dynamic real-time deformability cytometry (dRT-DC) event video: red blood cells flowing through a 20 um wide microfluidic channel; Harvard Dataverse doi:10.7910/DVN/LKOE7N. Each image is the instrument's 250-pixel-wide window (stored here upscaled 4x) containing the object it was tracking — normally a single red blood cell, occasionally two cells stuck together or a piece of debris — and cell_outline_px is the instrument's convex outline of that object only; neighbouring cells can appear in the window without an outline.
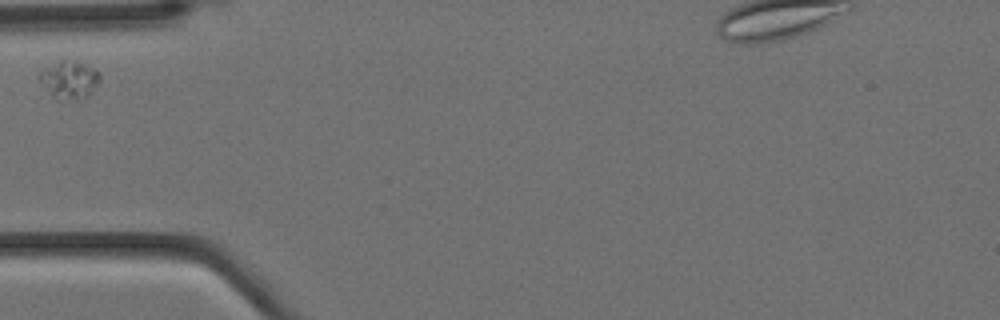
{"species": "Egyptian fruit bat (a non-hibernating species)", "species_latin": "Rousettus aegyptiacus", "temperature_condition": "cold", "stored_images_in_passage": 3, "camera_frame_rate_fps": 3000, "um_per_image_px": 0.085, "animal": {"sex": "female"}, "frame": {"image": 1, "passage_image": 1, "time_ms": 0.0, "image_size_px": [1000, 320], "cell_outline_px": [[100, 84], [88, 96], [76, 100], [56, 100], [52, 96], [36, 76], [40, 68], [64, 56], [76, 60], [96, 68], [100, 72]], "centroid_in_image_um": [5.87, 6.71], "position_along_channel_um": 79.1, "area_um2": 14.39}}
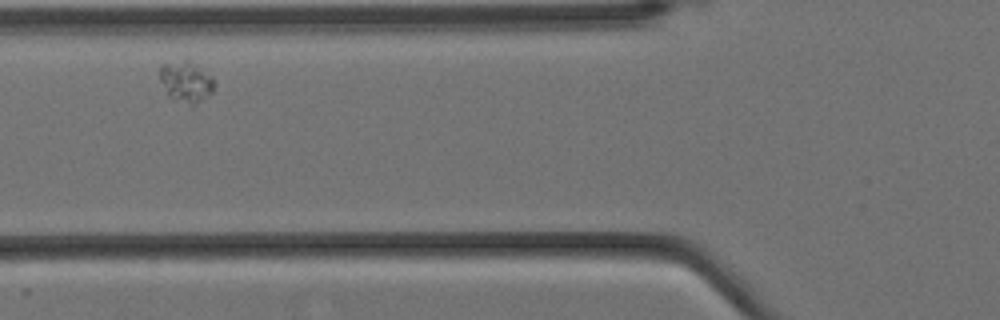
{"frame": {"image": 2, "passage_image": 2, "time_ms": 0.333, "image_size_px": [1000, 320], "cell_outline_px": [[212, 92], [204, 100], [192, 108], [172, 100], [168, 96], [160, 80], [160, 64], [184, 60], [188, 60], [212, 76]], "centroid_in_image_um": [15.78, 7.02], "position_along_channel_um": 110.0, "area_um2": 13.24}}
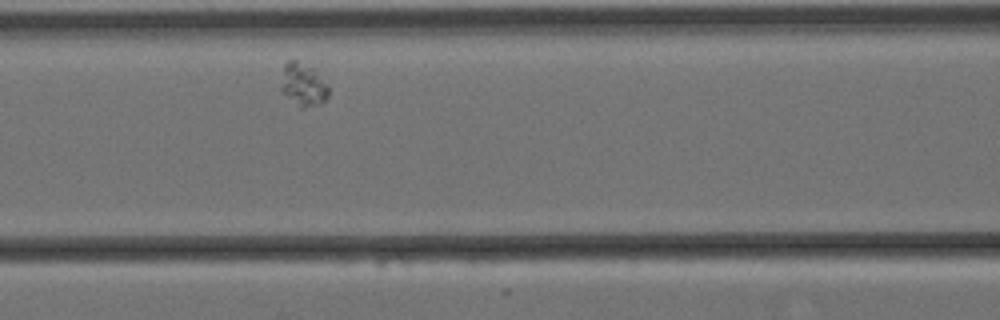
{"frame": {"image": 3, "passage_image": 3, "time_ms": 0.667, "image_size_px": [1000, 320], "cell_outline_px": [[328, 100], [320, 104], [304, 108], [300, 108], [280, 88], [284, 64], [288, 60], [296, 60], [312, 68], [316, 72], [328, 88]], "centroid_in_image_um": [25.77, 7.21], "position_along_channel_um": 140.8, "area_um2": 11.62}}